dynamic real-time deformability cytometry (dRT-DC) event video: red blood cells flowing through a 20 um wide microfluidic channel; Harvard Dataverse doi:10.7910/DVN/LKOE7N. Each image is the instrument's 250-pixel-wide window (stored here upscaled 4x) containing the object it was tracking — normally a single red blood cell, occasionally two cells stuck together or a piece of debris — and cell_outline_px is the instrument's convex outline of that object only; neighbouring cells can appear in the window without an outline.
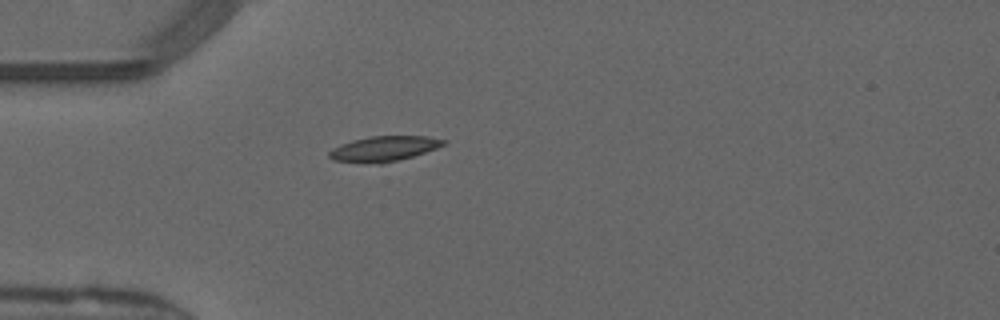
{"species": "common noctule bat (a hibernating species)", "species_latin": "Nyctalus noctula", "temperature_condition": "warm", "stored_images_in_passage": 37, "camera_frame_rate_fps": 3000, "um_per_image_px": 0.085, "animal": {"sex": "male", "forearm_length_mm": 52.5}, "frame": {"image": 1, "passage_image": 1, "time_ms": 0.0, "image_size_px": [1000, 320], "cell_outline_px": [[448, 140], [444, 144], [436, 148], [412, 156], [380, 164], [332, 160], [328, 156], [328, 152], [332, 148], [340, 144], [352, 140], [372, 136], [428, 136]], "centroid_in_image_um": [32.6, 12.63], "position_along_channel_um": 52.4, "area_um2": 16.65}}
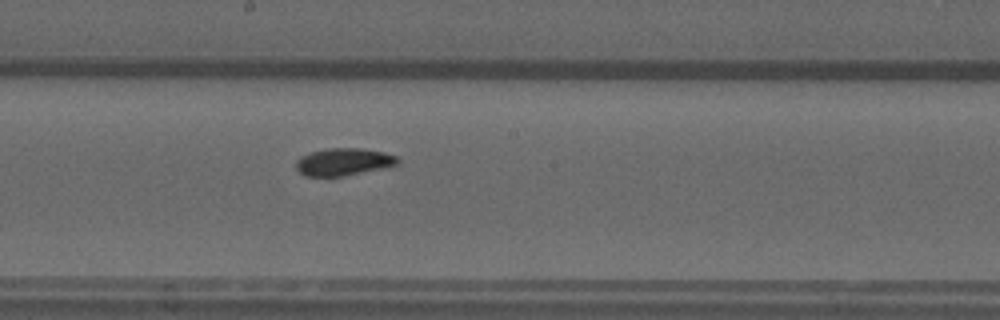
{"frame": {"image": 2, "passage_image": 14, "time_ms": 4.333, "image_size_px": [1000, 320], "cell_outline_px": [[400, 160], [396, 164], [384, 168], [340, 176], [304, 176], [296, 168], [296, 160], [300, 156], [312, 152], [328, 148], [360, 148], [384, 152], [396, 156]], "centroid_in_image_um": [29.18, 13.75], "position_along_channel_um": 219.0, "area_um2": 16.07}}
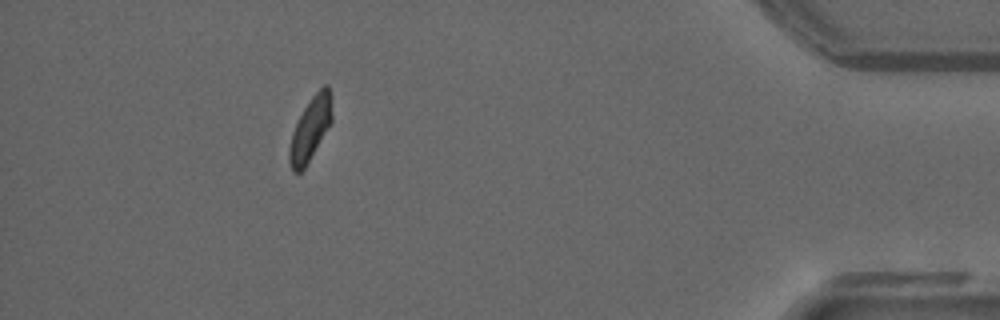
{"frame": {"image": 3, "passage_image": 32, "time_ms": 10.333, "image_size_px": [1000, 320], "cell_outline_px": [[332, 120], [304, 168], [300, 172], [292, 172], [288, 160], [288, 148], [292, 132], [304, 108], [312, 96], [324, 84], [328, 84], [332, 96]], "centroid_in_image_um": [26.37, 10.93], "position_along_channel_um": 408.8, "area_um2": 15.61}, "authors_computed_cell_mechanics": {"area_um2": 16.3574, "velocity_mm_per_s": 4.0882, "shape_relaxation_time_tau1_ms": 9.1223, "shape_relaxation_time_tau2_ms": 2.5537, "deformation_change_tau1": 0.2153, "deformation_change_tau2": 0.0586}}